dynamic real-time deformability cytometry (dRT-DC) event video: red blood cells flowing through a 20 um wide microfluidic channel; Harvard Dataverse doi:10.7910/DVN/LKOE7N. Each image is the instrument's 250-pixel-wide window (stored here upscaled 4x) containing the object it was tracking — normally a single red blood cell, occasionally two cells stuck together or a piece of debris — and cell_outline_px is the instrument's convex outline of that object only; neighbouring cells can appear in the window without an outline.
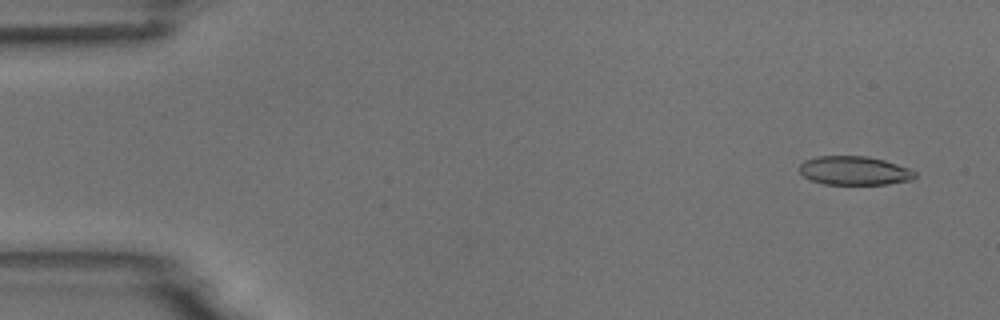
{"species": "common noctule bat (a hibernating species)", "species_latin": "Nyctalus noctula", "temperature_condition": "room temperature", "stored_images_in_passage": 4, "camera_frame_rate_fps": 3000, "um_per_image_px": 0.085, "animal": {"sex": "male", "body_mass_g": 18.8}, "frame": {"image": 1, "passage_image": 1, "time_ms": 0.0, "image_size_px": [1000, 320], "cell_outline_px": [[916, 176], [912, 180], [888, 184], [824, 184], [812, 180], [804, 176], [800, 172], [800, 164], [804, 160], [816, 156], [868, 156], [884, 160], [908, 168], [916, 172]], "centroid_in_image_um": [72.62, 14.5], "position_along_channel_um": 12.4, "area_um2": 19.36}}
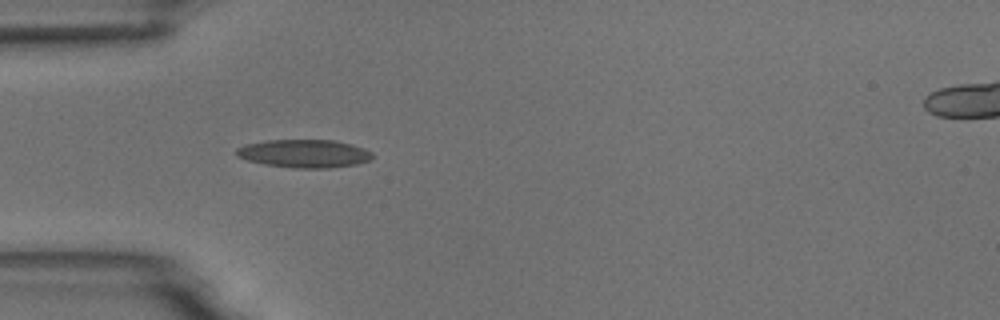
{"frame": {"image": 2, "passage_image": 4, "time_ms": 4.333, "image_size_px": [1000, 320], "cell_outline_px": [[372, 160], [356, 164], [328, 168], [292, 168], [264, 164], [248, 160], [236, 156], [236, 148], [244, 144], [268, 140], [336, 140], [352, 144], [364, 148], [372, 152]], "centroid_in_image_um": [25.86, 13.05], "position_along_channel_um": 59.1, "area_um2": 22.43}}